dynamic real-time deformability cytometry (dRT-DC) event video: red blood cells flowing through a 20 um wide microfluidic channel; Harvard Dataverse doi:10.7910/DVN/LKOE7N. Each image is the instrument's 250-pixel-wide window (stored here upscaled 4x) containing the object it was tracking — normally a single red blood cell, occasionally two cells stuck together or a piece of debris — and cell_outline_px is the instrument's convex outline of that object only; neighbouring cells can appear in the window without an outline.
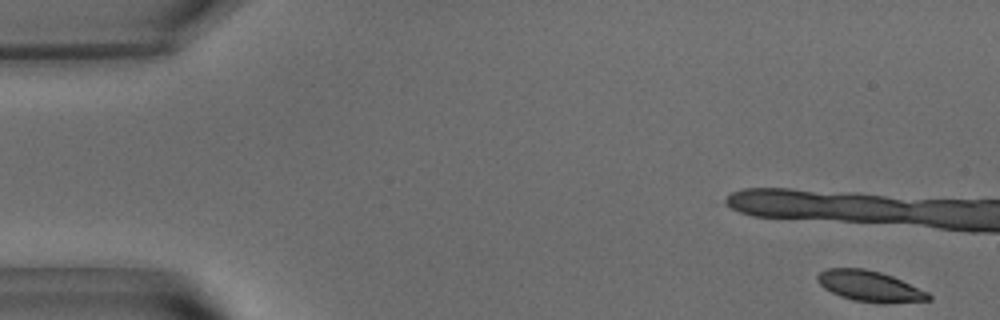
{"species": "common noctule bat (a hibernating species)", "species_latin": "Nyctalus noctula", "temperature_condition": "warm", "stored_images_in_passage": 5, "camera_frame_rate_fps": 3000, "um_per_image_px": 0.085, "animal": {"sex": "male", "body_mass_g": 15.6}, "frame": {"image": 1, "passage_image": 1, "time_ms": 0.0, "image_size_px": [1000, 320], "cell_outline_px": [[932, 300], [888, 304], [884, 304], [852, 300], [840, 296], [824, 288], [816, 280], [816, 276], [820, 272], [828, 268], [864, 268], [880, 272], [892, 276], [928, 292], [932, 296]], "centroid_in_image_um": [73.95, 24.34], "position_along_channel_um": 11.1, "area_um2": 20.06}}